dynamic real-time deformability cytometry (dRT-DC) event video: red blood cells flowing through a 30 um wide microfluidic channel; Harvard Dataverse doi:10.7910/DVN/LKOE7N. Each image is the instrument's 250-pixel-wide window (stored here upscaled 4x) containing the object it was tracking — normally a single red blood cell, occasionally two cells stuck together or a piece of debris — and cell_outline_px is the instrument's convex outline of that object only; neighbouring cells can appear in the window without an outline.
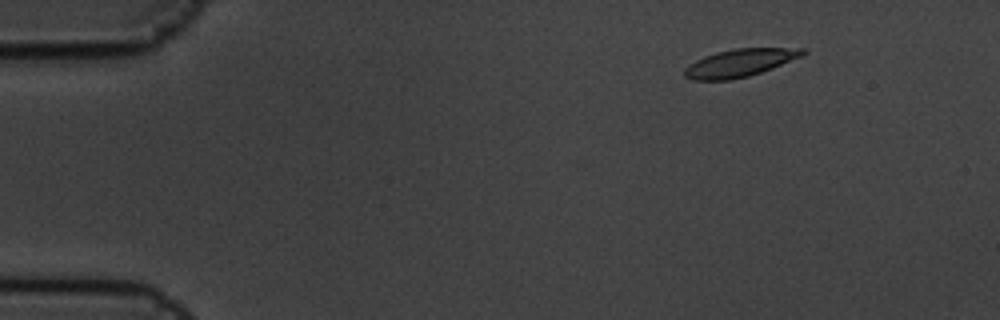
{"species": "common noctule bat (a hibernating species)", "species_latin": "Nyctalus noctula", "temperature_condition": "cold", "stored_images_in_passage": 5, "camera_frame_rate_fps": 3000, "um_per_image_px": 0.085, "animal": {"sex": "male", "body_mass_g": 19.5, "forearm_length_mm": 54.6}, "frame": {"image": 1, "passage_image": 3, "time_ms": 0.667, "image_size_px": [1000, 320], "cell_outline_px": [[808, 52], [804, 56], [772, 68], [748, 76], [728, 80], [692, 80], [684, 76], [684, 68], [688, 64], [704, 56], [716, 52], [736, 48], [804, 48]], "centroid_in_image_um": [62.89, 5.34], "position_along_channel_um": 22.1, "area_um2": 19.19}}